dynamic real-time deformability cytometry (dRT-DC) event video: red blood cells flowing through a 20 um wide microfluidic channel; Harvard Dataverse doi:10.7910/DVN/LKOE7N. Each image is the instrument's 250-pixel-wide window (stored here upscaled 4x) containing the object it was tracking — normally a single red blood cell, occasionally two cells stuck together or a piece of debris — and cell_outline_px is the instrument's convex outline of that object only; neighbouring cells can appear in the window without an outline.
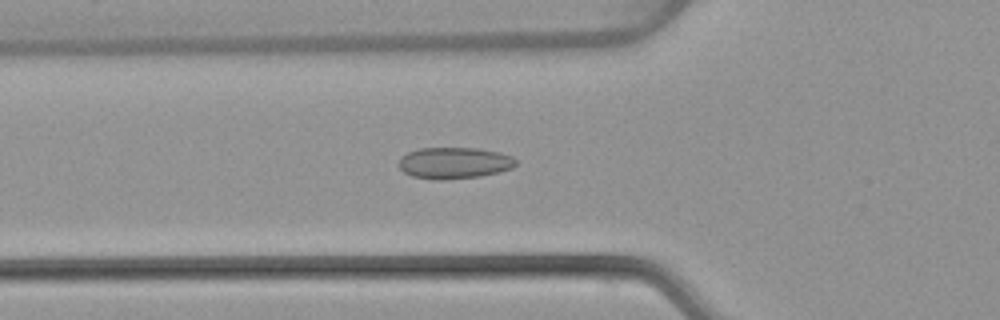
{"species": "common noctule bat (a hibernating species)", "species_latin": "Nyctalus noctula", "temperature_condition": "warm", "stored_images_in_passage": 53, "camera_frame_rate_fps": 3000, "um_per_image_px": 0.085, "animal": {"sex": "female", "body_mass_g": 22.7, "forearm_length_mm": 54.2}, "frame": {"image": 1, "passage_image": 19, "time_ms": 6.0, "image_size_px": [1000, 320], "cell_outline_px": [[516, 164], [512, 168], [500, 172], [480, 176], [444, 180], [436, 180], [412, 176], [404, 172], [396, 164], [400, 156], [408, 152], [420, 148], [476, 148], [500, 152], [512, 156], [516, 160]], "centroid_in_image_um": [38.58, 13.85], "position_along_channel_um": 87.2, "area_um2": 21.68}}
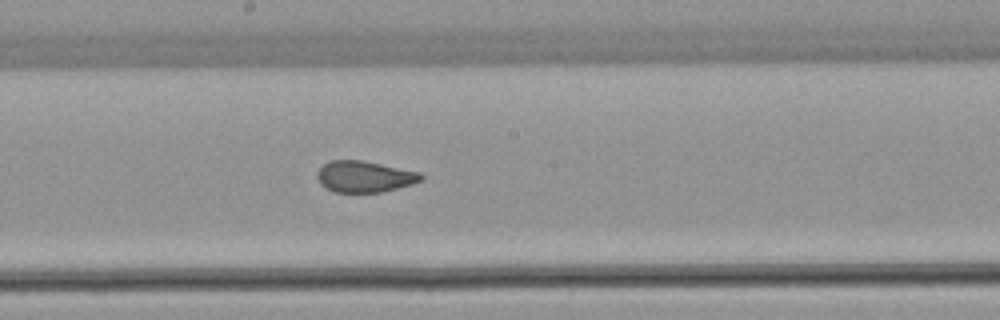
{"frame": {"image": 2, "passage_image": 29, "time_ms": 9.333, "image_size_px": [1000, 320], "cell_outline_px": [[424, 180], [412, 184], [380, 192], [332, 192], [324, 188], [320, 184], [316, 176], [316, 172], [324, 164], [332, 160], [360, 160], [420, 172], [424, 176]], "centroid_in_image_um": [30.96, 15.02], "position_along_channel_um": 217.2, "area_um2": 18.96}}
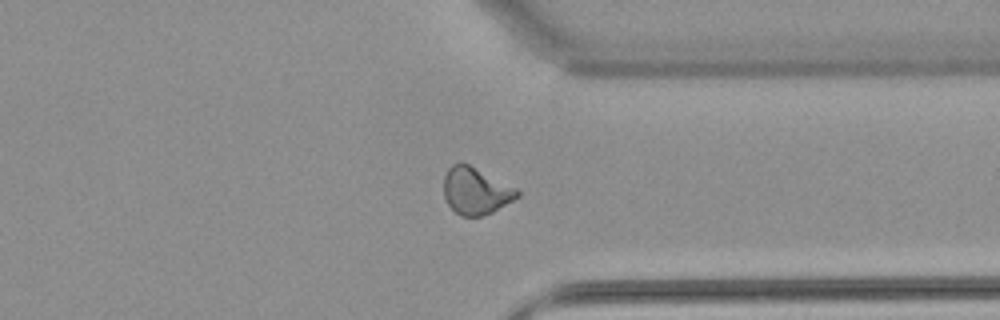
{"frame": {"image": 3, "passage_image": 41, "time_ms": 13.333, "image_size_px": [1000, 320], "cell_outline_px": [[520, 196], [492, 212], [480, 216], [460, 216], [448, 204], [444, 196], [444, 176], [448, 168], [452, 164], [468, 164], [516, 188], [520, 192]], "centroid_in_image_um": [40.43, 16.24], "position_along_channel_um": 371.0, "area_um2": 19.77}, "authors_computed_cell_mechanics": {"area_um2": 20.2878, "velocity_mm_per_s": 3.8847, "shape_relaxation_time_tau1_ms": null, "shape_relaxation_time_tau2_ms": 0.9948, "deformation_change_tau1": null, "deformation_change_tau2": 0.0726}}